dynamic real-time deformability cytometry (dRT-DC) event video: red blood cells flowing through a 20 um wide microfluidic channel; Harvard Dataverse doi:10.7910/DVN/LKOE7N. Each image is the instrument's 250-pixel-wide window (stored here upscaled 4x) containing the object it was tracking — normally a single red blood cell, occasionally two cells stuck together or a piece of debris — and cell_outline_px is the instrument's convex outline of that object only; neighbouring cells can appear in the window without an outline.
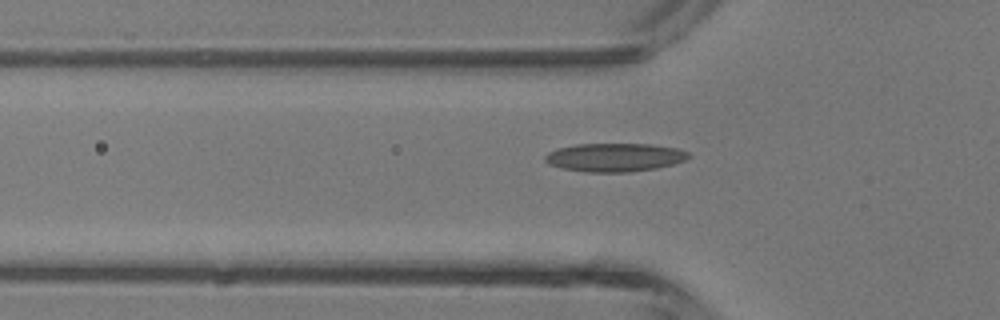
{"species": "common noctule bat (a hibernating species)", "species_latin": "Nyctalus noctula", "temperature_condition": "room temperature", "stored_images_in_passage": 28, "camera_frame_rate_fps": 3000, "um_per_image_px": 0.085, "animal": {"sex": "male", "body_mass_g": 13.3}, "frame": {"image": 1, "passage_image": 2, "time_ms": 0.333, "image_size_px": [1000, 320], "cell_outline_px": [[692, 156], [684, 160], [672, 164], [656, 168], [628, 172], [584, 172], [560, 168], [548, 164], [544, 160], [544, 156], [548, 152], [556, 148], [576, 144], [648, 144], [676, 148], [688, 152]], "centroid_in_image_um": [52.19, 13.38], "position_along_channel_um": 73.6, "area_um2": 23.87}}
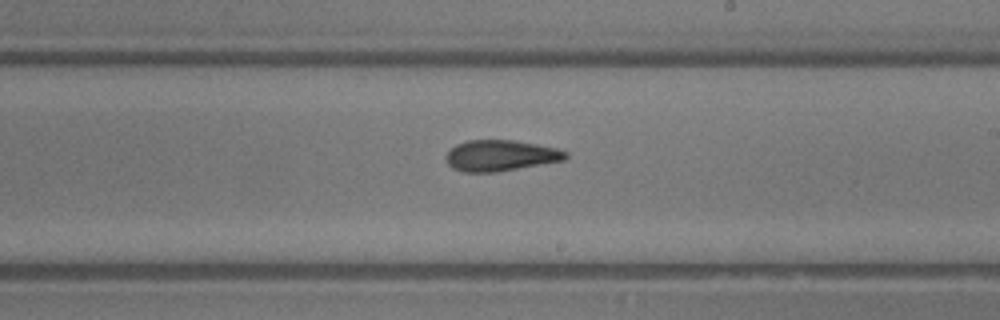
{"frame": {"image": 2, "passage_image": 13, "time_ms": 4.0, "image_size_px": [1000, 320], "cell_outline_px": [[568, 156], [564, 160], [496, 172], [464, 172], [452, 168], [448, 164], [444, 156], [456, 144], [468, 140], [512, 140], [536, 144], [556, 148], [568, 152]], "centroid_in_image_um": [42.52, 13.22], "position_along_channel_um": 246.5, "area_um2": 21.5}}
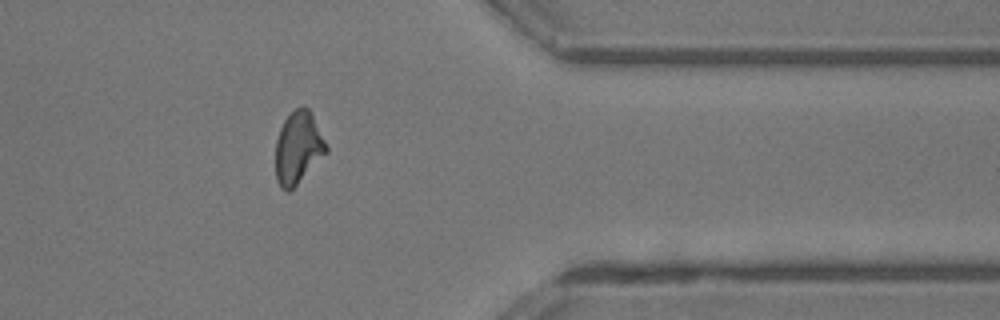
{"frame": {"image": 3, "passage_image": 23, "time_ms": 7.333, "image_size_px": [1000, 320], "cell_outline_px": [[328, 152], [288, 192], [284, 192], [280, 188], [276, 180], [276, 140], [280, 128], [284, 120], [296, 108], [304, 104], [312, 112], [328, 148]], "centroid_in_image_um": [25.34, 12.54], "position_along_channel_um": 386.1, "area_um2": 21.33}}